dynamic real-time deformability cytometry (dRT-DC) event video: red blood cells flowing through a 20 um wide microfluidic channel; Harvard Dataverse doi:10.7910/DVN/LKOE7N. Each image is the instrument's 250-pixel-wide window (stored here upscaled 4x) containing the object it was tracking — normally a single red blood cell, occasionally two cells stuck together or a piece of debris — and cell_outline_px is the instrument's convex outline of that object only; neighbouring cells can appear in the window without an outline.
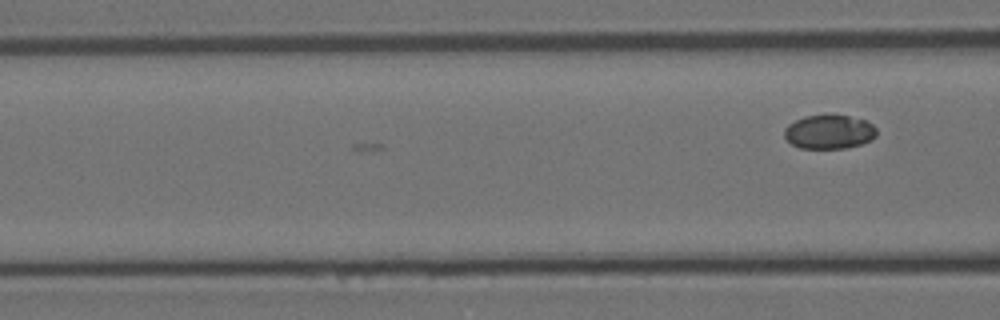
{"species": "Egyptian fruit bat (a non-hibernating species)", "species_latin": "Rousettus aegyptiacus", "temperature_condition": "room temperature", "stored_images_in_passage": 4, "camera_frame_rate_fps": 3000, "um_per_image_px": 0.085, "animal": {"sex": "female"}, "frame": {"image": 1, "passage_image": 4, "time_ms": 1.0, "image_size_px": [1000, 320], "cell_outline_px": [[876, 136], [872, 140], [848, 148], [800, 148], [792, 144], [784, 136], [784, 128], [788, 124], [804, 116], [848, 116], [864, 120], [872, 124], [876, 128]], "centroid_in_image_um": [70.48, 11.22], "position_along_channel_um": 96.1, "area_um2": 18.09}}